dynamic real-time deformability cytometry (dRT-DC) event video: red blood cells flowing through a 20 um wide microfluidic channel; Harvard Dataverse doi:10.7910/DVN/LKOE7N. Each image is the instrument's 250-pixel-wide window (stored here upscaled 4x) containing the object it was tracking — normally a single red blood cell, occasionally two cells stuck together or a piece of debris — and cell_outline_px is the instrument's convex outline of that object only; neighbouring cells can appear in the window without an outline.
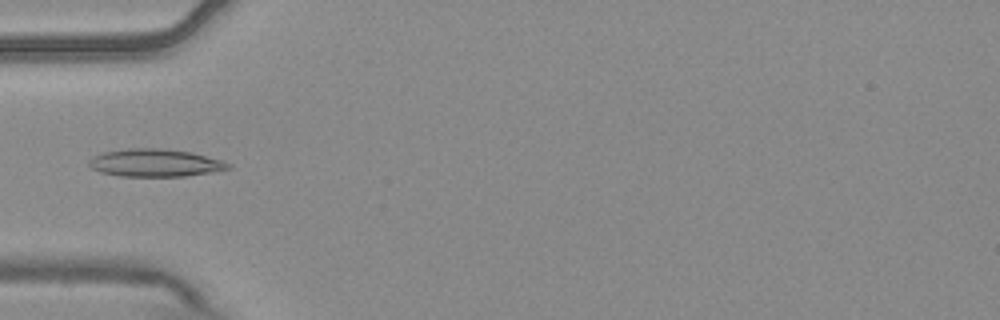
{"species": "common noctule bat (a hibernating species)", "species_latin": "Nyctalus noctula", "temperature_condition": "warm", "stored_images_in_passage": 4, "camera_frame_rate_fps": 3000, "um_per_image_px": 0.085, "animal": {"sex": "male", "body_mass_g": 20.4}, "frame": {"image": 1, "passage_image": 4, "time_ms": 1.0, "image_size_px": [1000, 320], "cell_outline_px": [[232, 168], [212, 172], [184, 176], [120, 176], [100, 172], [92, 168], [88, 164], [88, 160], [104, 152], [128, 148], [160, 148], [192, 152], [220, 160], [232, 164]], "centroid_in_image_um": [13.2, 13.84], "position_along_channel_um": 71.8, "area_um2": 22.37}}